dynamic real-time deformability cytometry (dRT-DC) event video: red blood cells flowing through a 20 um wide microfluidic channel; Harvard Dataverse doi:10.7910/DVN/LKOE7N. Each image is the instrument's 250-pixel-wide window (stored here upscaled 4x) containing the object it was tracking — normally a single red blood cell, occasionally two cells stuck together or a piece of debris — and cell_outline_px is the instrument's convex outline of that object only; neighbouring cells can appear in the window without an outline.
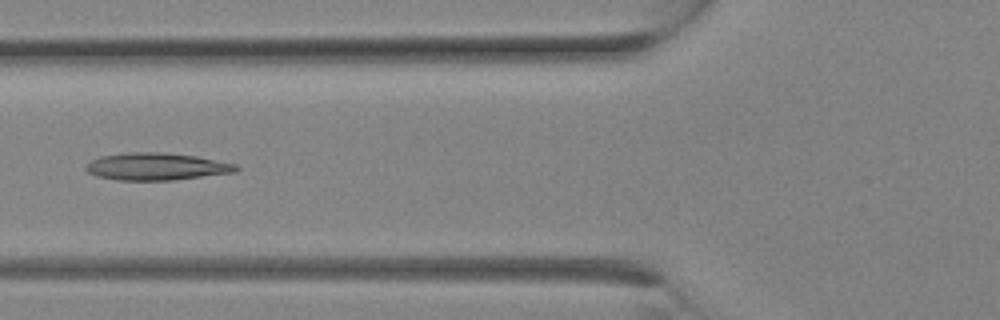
{"species": "Egyptian fruit bat (a non-hibernating species)", "species_latin": "Rousettus aegyptiacus", "temperature_condition": "room temperature", "stored_images_in_passage": 11, "camera_frame_rate_fps": 3000, "um_per_image_px": 0.085, "animal": {"sex": "female"}, "frame": {"image": 1, "passage_image": 10, "time_ms": 3.0, "image_size_px": [1000, 320], "cell_outline_px": [[240, 168], [236, 172], [172, 180], [116, 180], [96, 176], [88, 172], [84, 168], [92, 160], [100, 156], [124, 152], [160, 152], [196, 156], [236, 164]], "centroid_in_image_um": [13.28, 14.15], "position_along_channel_um": 112.5, "area_um2": 23.87}}